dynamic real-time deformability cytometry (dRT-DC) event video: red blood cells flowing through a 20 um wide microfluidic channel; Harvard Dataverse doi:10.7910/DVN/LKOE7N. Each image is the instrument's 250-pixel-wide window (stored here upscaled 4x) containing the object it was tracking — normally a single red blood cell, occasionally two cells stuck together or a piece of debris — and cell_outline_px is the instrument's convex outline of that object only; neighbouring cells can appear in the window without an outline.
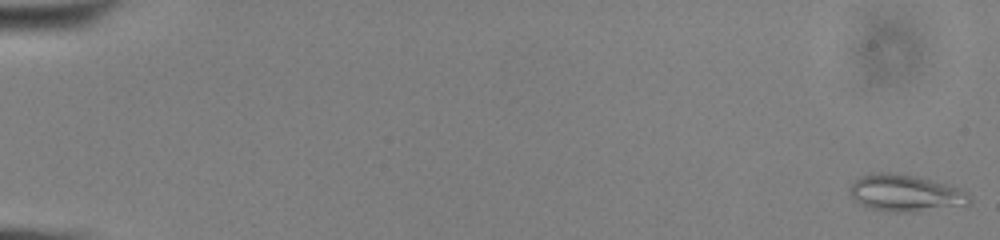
{"species": "common noctule bat (a hibernating species)", "species_latin": "Nyctalus noctula", "temperature_condition": "cold", "stored_images_in_passage": 58, "camera_frame_rate_fps": 3000, "um_per_image_px": 0.085, "animal": {"sex": "male", "body_mass_g": 13.0, "forearm_length_mm": 53.1}, "frame": {"image": 1, "passage_image": 1, "time_ms": 0.0, "image_size_px": [1000, 240], "cell_outline_px": [[972, 204], [916, 212], [892, 212], [864, 208], [852, 200], [848, 188], [860, 176], [872, 172], [888, 172], [916, 176], [948, 184], [968, 192], [972, 196]], "centroid_in_image_um": [76.95, 16.43], "position_along_channel_um": 8.1, "area_um2": 26.36}}
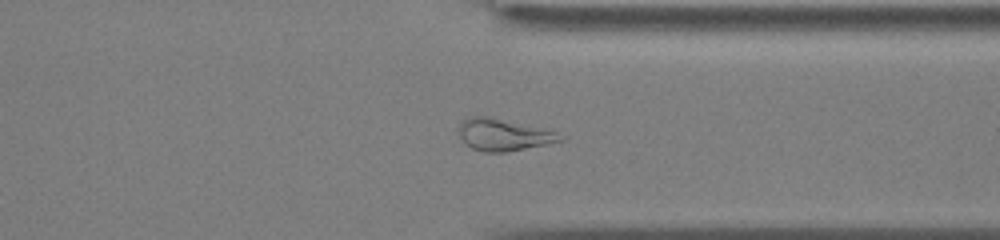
{"frame": {"image": 2, "passage_image": 46, "time_ms": 15.0, "image_size_px": [1000, 240], "cell_outline_px": [[564, 140], [508, 152], [484, 152], [472, 148], [460, 136], [460, 124], [468, 116], [488, 116], [556, 132], [564, 136]], "centroid_in_image_um": [42.8, 11.46], "position_along_channel_um": 368.6, "area_um2": 18.38}}
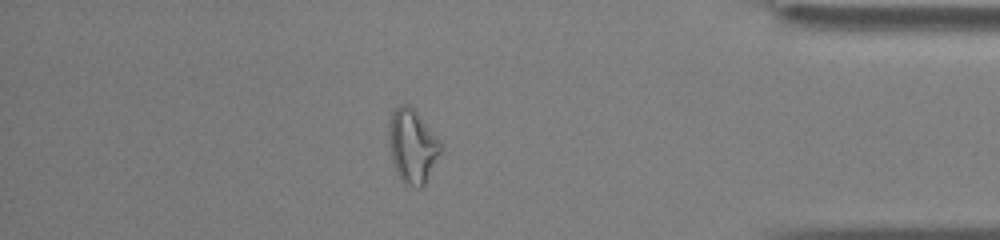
{"frame": {"image": 3, "passage_image": 51, "time_ms": 16.667, "image_size_px": [1000, 240], "cell_outline_px": [[444, 148], [424, 184], [420, 188], [416, 188], [404, 184], [392, 160], [388, 136], [388, 124], [392, 108], [400, 104], [408, 104], [416, 112], [444, 144]], "centroid_in_image_um": [35.06, 12.38], "position_along_channel_um": 400.1, "area_um2": 22.48}, "authors_computed_cell_mechanics": {"area_um2": 19.1896, "velocity_mm_per_s": 3.5929, "shape_relaxation_time_tau1_ms": null, "shape_relaxation_time_tau2_ms": 5.3, "deformation_change_tau1": null, "deformation_change_tau2": 0.1604}}